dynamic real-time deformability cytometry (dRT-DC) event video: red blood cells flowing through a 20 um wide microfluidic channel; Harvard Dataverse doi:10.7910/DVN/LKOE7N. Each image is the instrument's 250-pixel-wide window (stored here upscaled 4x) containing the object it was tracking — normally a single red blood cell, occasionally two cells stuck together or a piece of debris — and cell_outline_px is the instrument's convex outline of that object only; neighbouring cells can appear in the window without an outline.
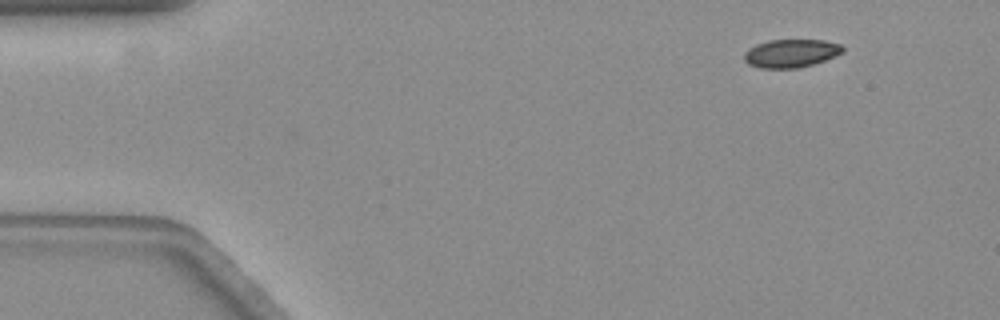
{"species": "common noctule bat (a hibernating species)", "species_latin": "Nyctalus noctula", "temperature_condition": "warm", "stored_images_in_passage": 53, "camera_frame_rate_fps": 3000, "um_per_image_px": 0.085, "animal": {"sex": "female", "body_mass_g": 19.3, "forearm_length_mm": 54.1}, "frame": {"image": 1, "passage_image": 1, "time_ms": 0.0, "image_size_px": [1000, 320], "cell_outline_px": [[844, 52], [824, 60], [800, 68], [760, 68], [748, 64], [744, 60], [744, 52], [748, 48], [756, 44], [768, 40], [824, 40], [840, 44], [844, 48]], "centroid_in_image_um": [67.21, 4.53], "position_along_channel_um": 17.8, "area_um2": 16.24}}
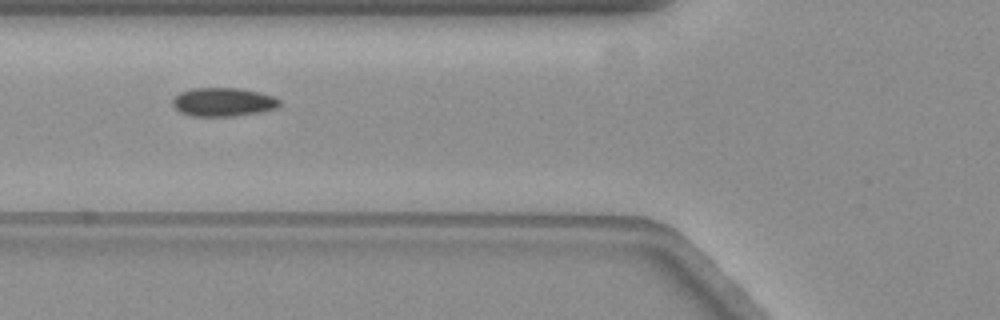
{"frame": {"image": 2, "passage_image": 17, "time_ms": 5.333, "image_size_px": [1000, 320], "cell_outline_px": [[280, 104], [276, 108], [260, 112], [236, 116], [192, 116], [180, 112], [172, 104], [172, 100], [180, 92], [192, 88], [240, 88], [260, 92], [276, 96], [280, 100]], "centroid_in_image_um": [19.0, 8.67], "position_along_channel_um": 106.8, "area_um2": 17.98}}
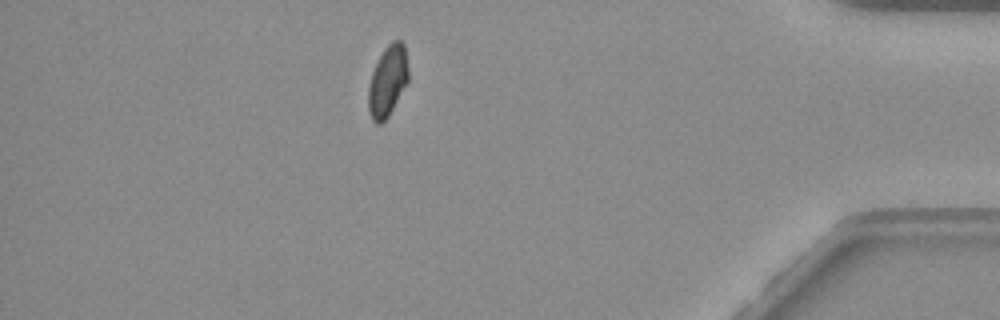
{"frame": {"image": 3, "passage_image": 46, "time_ms": 15.0, "image_size_px": [1000, 320], "cell_outline_px": [[408, 80], [388, 116], [380, 124], [376, 124], [372, 120], [368, 108], [368, 88], [372, 72], [384, 48], [392, 40], [400, 40], [404, 44], [408, 68]], "centroid_in_image_um": [32.94, 6.88], "position_along_channel_um": 402.3, "area_um2": 16.3}, "authors_computed_cell_mechanics": {"area_um2": 17.3978, "velocity_mm_per_s": 3.532, "shape_relaxation_time_tau1_ms": null, "shape_relaxation_time_tau2_ms": 0.9953, "deformation_change_tau1": null, "deformation_change_tau2": 0.0409}}